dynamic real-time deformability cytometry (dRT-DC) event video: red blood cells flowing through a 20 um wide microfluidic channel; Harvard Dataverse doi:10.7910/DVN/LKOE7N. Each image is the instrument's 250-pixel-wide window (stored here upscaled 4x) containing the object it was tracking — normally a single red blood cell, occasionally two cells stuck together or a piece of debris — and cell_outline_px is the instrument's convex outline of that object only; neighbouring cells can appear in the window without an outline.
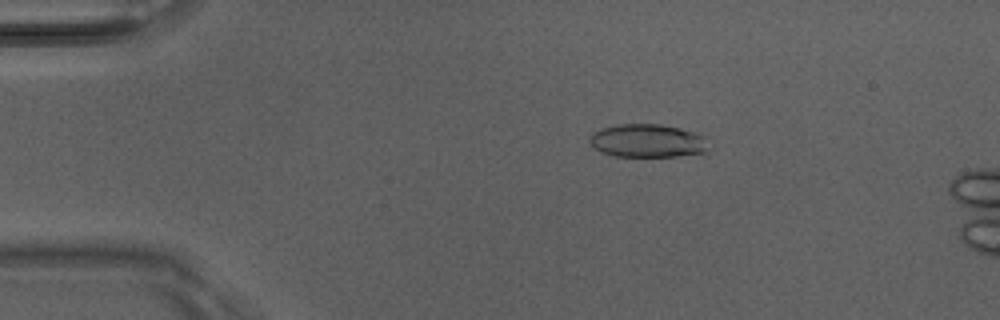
{"species": "Egyptian fruit bat (a non-hibernating species)", "species_latin": "Rousettus aegyptiacus", "temperature_condition": "room temperature", "stored_images_in_passage": 4, "camera_frame_rate_fps": 3000, "um_per_image_px": 0.085, "animal": {"sex": "male"}, "frame": {"image": 1, "passage_image": 2, "time_ms": 0.333, "image_size_px": [1000, 320], "cell_outline_px": [[712, 148], [704, 156], [616, 156], [600, 152], [588, 140], [588, 136], [592, 132], [600, 128], [616, 124], [660, 124], [680, 128], [696, 132], [708, 136]], "centroid_in_image_um": [55.19, 11.98], "position_along_channel_um": 29.8, "area_um2": 24.1}}